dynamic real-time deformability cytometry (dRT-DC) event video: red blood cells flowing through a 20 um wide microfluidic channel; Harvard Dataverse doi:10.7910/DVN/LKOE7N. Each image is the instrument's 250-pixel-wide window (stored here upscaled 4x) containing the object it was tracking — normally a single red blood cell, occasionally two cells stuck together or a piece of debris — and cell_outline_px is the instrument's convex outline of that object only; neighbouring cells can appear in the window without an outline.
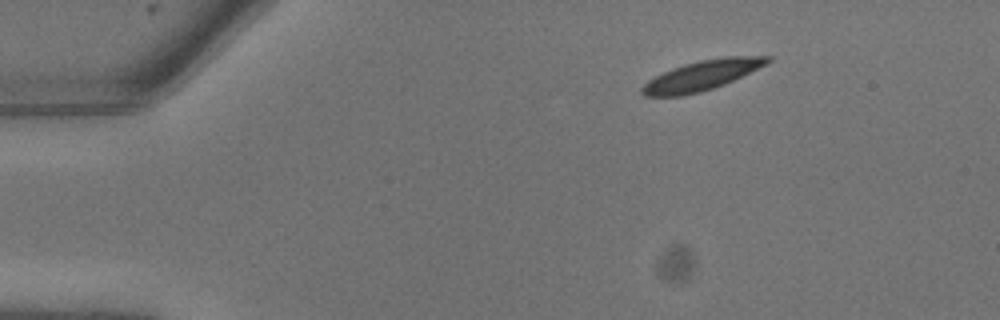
{"species": "common noctule bat (a hibernating species)", "species_latin": "Nyctalus noctula", "temperature_condition": "warm", "stored_images_in_passage": 12, "camera_frame_rate_fps": 3000, "um_per_image_px": 0.085, "animal": {"sex": "male", "body_mass_g": 13.3}, "frame": {"image": 1, "passage_image": 1, "time_ms": 0.0, "image_size_px": [1000, 320], "cell_outline_px": [[772, 60], [768, 64], [724, 84], [700, 92], [684, 96], [644, 96], [640, 92], [640, 88], [648, 80], [672, 68], [684, 64], [700, 60], [728, 56], [772, 56]], "centroid_in_image_um": [59.66, 6.41], "position_along_channel_um": 25.3, "area_um2": 21.79}}
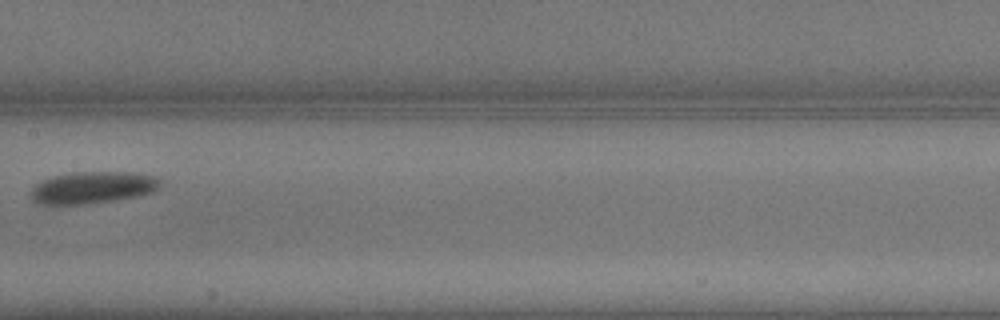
{"frame": {"image": 2, "passage_image": 10, "time_ms": 3.0, "image_size_px": [1000, 320], "cell_outline_px": [[160, 188], [152, 192], [136, 196], [116, 200], [88, 204], [36, 204], [32, 200], [32, 188], [36, 184], [52, 176], [72, 172], [136, 172], [160, 176]], "centroid_in_image_um": [7.93, 15.93], "position_along_channel_um": 199.5, "area_um2": 24.33}}
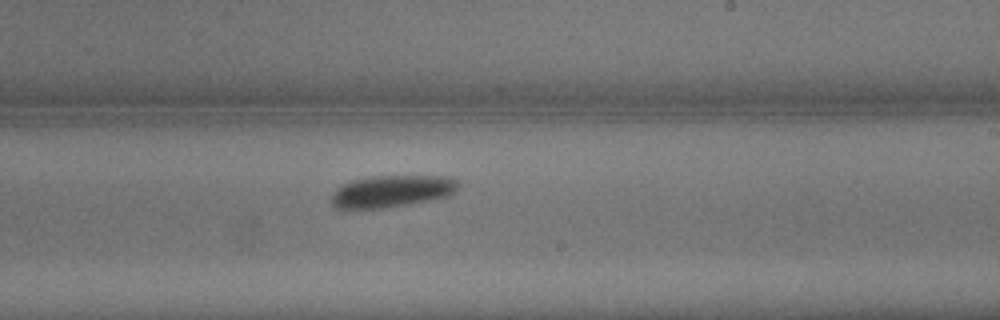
{"frame": {"image": 3, "passage_image": 12, "time_ms": 3.667, "image_size_px": [1000, 320], "cell_outline_px": [[460, 184], [456, 192], [448, 196], [408, 204], [384, 208], [336, 208], [332, 204], [332, 192], [336, 188], [352, 180], [372, 176], [452, 176]], "centroid_in_image_um": [33.34, 16.24], "position_along_channel_um": 255.7, "area_um2": 23.64}}